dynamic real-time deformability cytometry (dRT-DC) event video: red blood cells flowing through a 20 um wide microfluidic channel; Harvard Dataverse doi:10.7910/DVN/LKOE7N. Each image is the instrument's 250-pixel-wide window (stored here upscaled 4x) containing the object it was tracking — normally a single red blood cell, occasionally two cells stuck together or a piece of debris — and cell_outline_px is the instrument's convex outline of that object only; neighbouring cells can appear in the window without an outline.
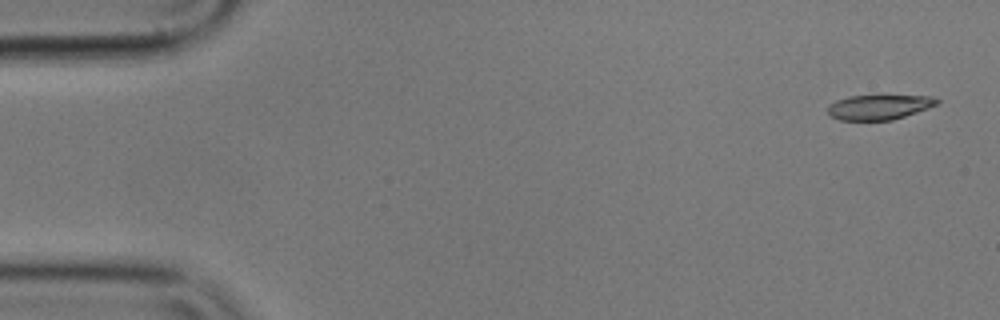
{"species": "common noctule bat (a hibernating species)", "species_latin": "Nyctalus noctula", "temperature_condition": "cold", "stored_images_in_passage": 24, "camera_frame_rate_fps": 3000, "um_per_image_px": 0.085, "animal": {"sex": "male", "body_mass_g": 17.9}, "frame": {"image": 1, "passage_image": 1, "time_ms": 0.0, "image_size_px": [1000, 320], "cell_outline_px": [[940, 100], [936, 104], [928, 108], [892, 120], [840, 120], [832, 116], [828, 112], [828, 104], [836, 100], [848, 96], [932, 96]], "centroid_in_image_um": [74.69, 9.1], "position_along_channel_um": 10.3, "area_um2": 15.61}}
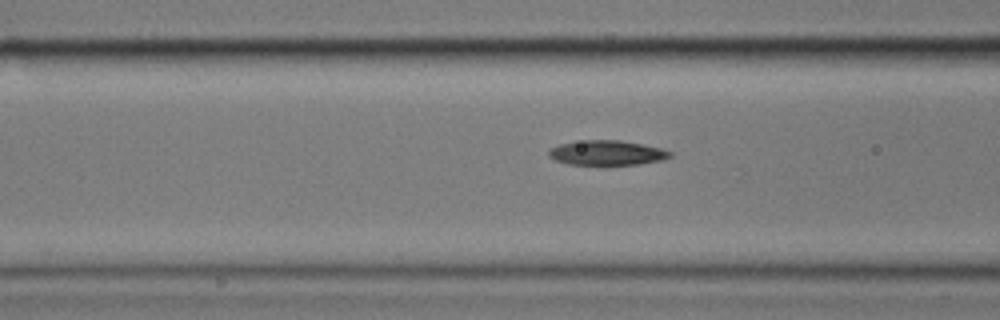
{"frame": {"image": 2, "passage_image": 20, "time_ms": 6.333, "image_size_px": [1000, 320], "cell_outline_px": [[672, 156], [660, 160], [640, 164], [568, 164], [556, 160], [548, 156], [548, 148], [560, 144], [584, 140], [620, 140], [660, 148], [672, 152]], "centroid_in_image_um": [51.55, 12.98], "position_along_channel_um": 115.0, "area_um2": 17.28}}
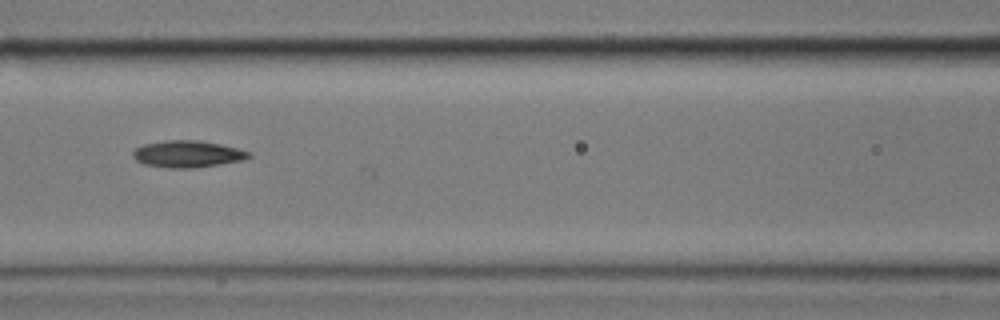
{"frame": {"image": 3, "passage_image": 23, "time_ms": 7.333, "image_size_px": [1000, 320], "cell_outline_px": [[252, 156], [244, 160], [220, 164], [192, 168], [168, 168], [144, 164], [136, 160], [132, 156], [132, 152], [136, 148], [144, 144], [164, 140], [200, 140], [220, 144], [252, 152]], "centroid_in_image_um": [15.95, 13.09], "position_along_channel_um": 150.7, "area_um2": 18.21}}